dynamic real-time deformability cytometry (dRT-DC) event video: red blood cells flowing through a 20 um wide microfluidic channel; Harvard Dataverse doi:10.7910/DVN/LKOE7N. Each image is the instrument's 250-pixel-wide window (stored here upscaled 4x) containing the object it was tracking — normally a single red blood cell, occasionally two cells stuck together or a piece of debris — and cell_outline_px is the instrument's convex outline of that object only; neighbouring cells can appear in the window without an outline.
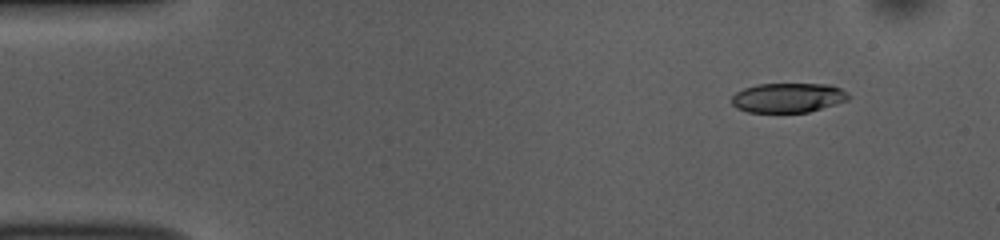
{"species": "common noctule bat (a hibernating species)", "species_latin": "Nyctalus noctula", "temperature_condition": "room temperature", "stored_images_in_passage": 50, "camera_frame_rate_fps": 3000, "um_per_image_px": 0.085, "animal": {"sex": "female", "body_mass_g": 10.0, "forearm_length_mm": 53.1}, "frame": {"image": 1, "passage_image": 3, "time_ms": 0.667, "image_size_px": [1000, 240], "cell_outline_px": [[852, 96], [848, 100], [808, 112], [748, 112], [736, 108], [732, 104], [732, 96], [736, 92], [744, 88], [756, 84], [828, 84], [840, 88], [848, 92]], "centroid_in_image_um": [66.99, 8.3], "position_along_channel_um": 18.0, "area_um2": 20.17}}
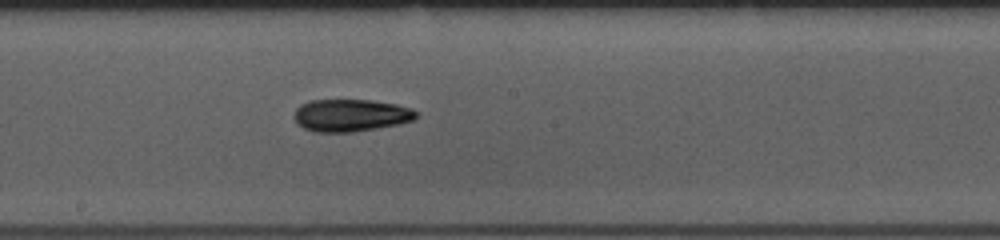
{"frame": {"image": 2, "passage_image": 26, "time_ms": 8.333, "image_size_px": [1000, 240], "cell_outline_px": [[420, 116], [412, 120], [400, 124], [352, 132], [316, 132], [304, 128], [296, 124], [292, 116], [296, 108], [300, 104], [312, 100], [372, 100], [396, 104], [412, 108]], "centroid_in_image_um": [29.79, 9.8], "position_along_channel_um": 218.4, "area_um2": 23.24}}
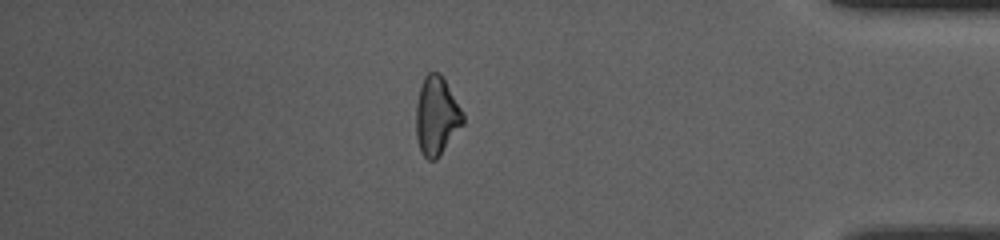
{"frame": {"image": 3, "passage_image": 43, "time_ms": 14.0, "image_size_px": [1000, 240], "cell_outline_px": [[464, 124], [440, 156], [436, 160], [428, 160], [420, 152], [416, 136], [416, 104], [420, 88], [424, 76], [428, 72], [440, 72], [464, 112]], "centroid_in_image_um": [37.12, 9.87], "position_along_channel_um": 398.1, "area_um2": 21.79}, "authors_computed_cell_mechanics": {"area_um2": 21.9351, "velocity_mm_per_s": 3.7799, "shape_relaxation_time_tau1_ms": 3.6073, "shape_relaxation_time_tau2_ms": null, "deformation_change_tau1": 0.1519, "deformation_change_tau2": null}}